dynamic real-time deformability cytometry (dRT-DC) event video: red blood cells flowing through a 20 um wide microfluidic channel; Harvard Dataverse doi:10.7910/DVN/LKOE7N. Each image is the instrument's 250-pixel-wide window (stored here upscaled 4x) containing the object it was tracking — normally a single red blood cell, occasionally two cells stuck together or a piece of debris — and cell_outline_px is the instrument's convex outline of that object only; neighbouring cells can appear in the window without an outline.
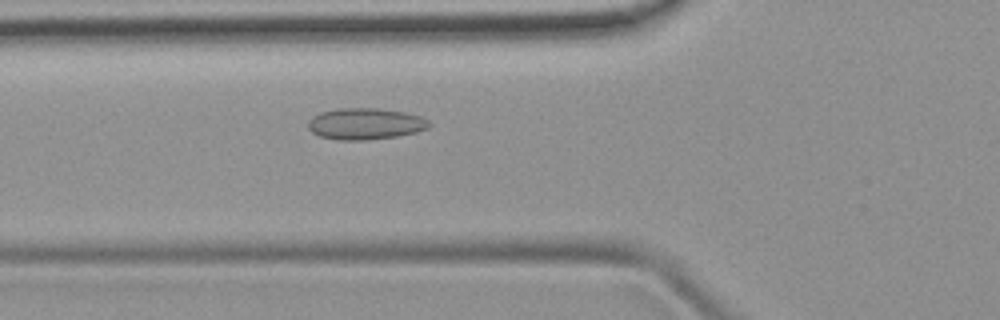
{"species": "common noctule bat (a hibernating species)", "species_latin": "Nyctalus noctula", "temperature_condition": "room temperature", "stored_images_in_passage": 39, "camera_frame_rate_fps": 3000, "um_per_image_px": 0.085, "animal": {"sex": "female", "body_mass_g": 19.9}, "frame": {"image": 1, "passage_image": 8, "time_ms": 2.333, "image_size_px": [1000, 320], "cell_outline_px": [[432, 124], [428, 128], [416, 132], [396, 136], [364, 140], [340, 140], [320, 136], [312, 132], [308, 128], [308, 120], [312, 116], [320, 112], [340, 108], [380, 108], [404, 112], [420, 116], [428, 120]], "centroid_in_image_um": [31.04, 10.51], "position_along_channel_um": 94.8, "area_um2": 22.2}}
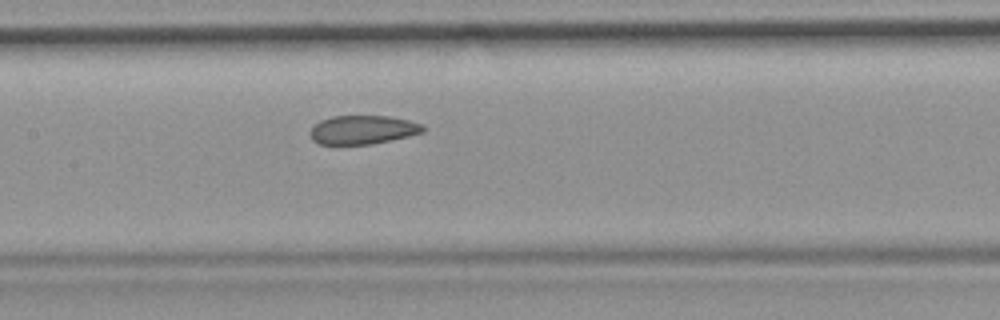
{"frame": {"image": 2, "passage_image": 14, "time_ms": 4.333, "image_size_px": [1000, 320], "cell_outline_px": [[424, 132], [408, 136], [372, 144], [320, 144], [312, 140], [312, 128], [320, 120], [332, 116], [388, 116], [408, 120], [424, 124]], "centroid_in_image_um": [30.87, 11.02], "position_along_channel_um": 176.5, "area_um2": 18.73}}
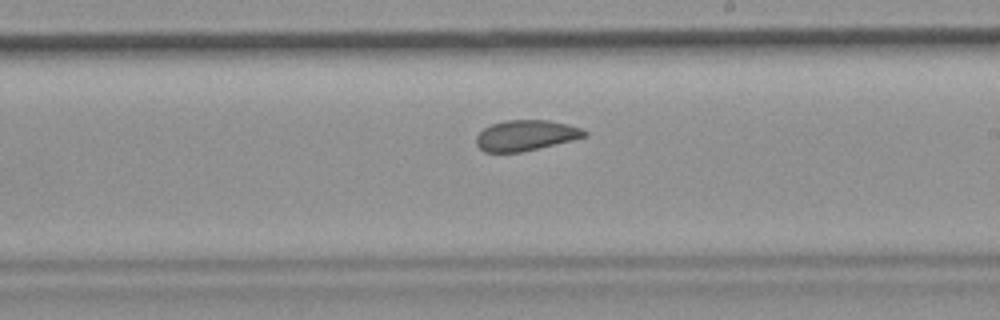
{"frame": {"image": 3, "passage_image": 19, "time_ms": 6.0, "image_size_px": [1000, 320], "cell_outline_px": [[588, 136], [572, 140], [520, 152], [484, 152], [476, 144], [476, 136], [484, 128], [492, 124], [508, 120], [548, 120], [568, 124], [584, 128], [588, 132]], "centroid_in_image_um": [44.72, 11.5], "position_along_channel_um": 244.3, "area_um2": 19.25}}